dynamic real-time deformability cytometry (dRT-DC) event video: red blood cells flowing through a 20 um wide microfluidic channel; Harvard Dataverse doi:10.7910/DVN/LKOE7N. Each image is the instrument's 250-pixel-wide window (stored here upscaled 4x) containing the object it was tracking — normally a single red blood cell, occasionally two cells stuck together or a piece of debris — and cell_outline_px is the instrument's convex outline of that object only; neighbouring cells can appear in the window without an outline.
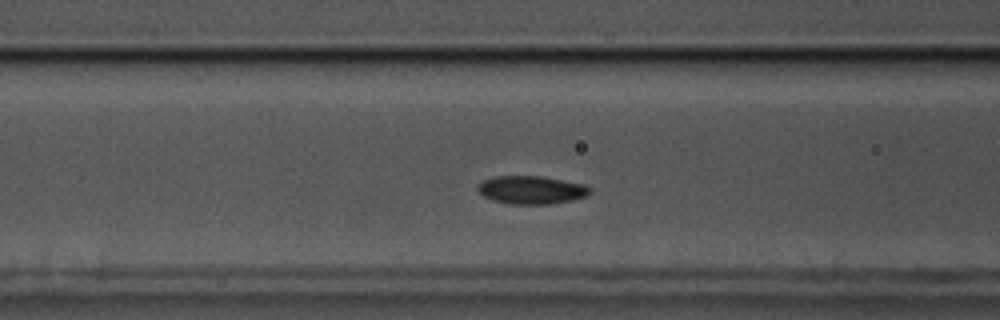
{"species": "common noctule bat (a hibernating species)", "species_latin": "Nyctalus noctula", "temperature_condition": "cold", "stored_images_in_passage": 52, "camera_frame_rate_fps": 3000, "um_per_image_px": 0.085, "animal": {"sex": "male", "body_mass_g": 17.5, "forearm_length_mm": 52.3}, "frame": {"image": 1, "passage_image": 17, "time_ms": 5.333, "image_size_px": [1000, 320], "cell_outline_px": [[592, 192], [588, 196], [572, 200], [552, 204], [508, 204], [492, 200], [484, 196], [476, 188], [480, 180], [492, 176], [540, 176], [584, 184]], "centroid_in_image_um": [45.13, 16.14], "position_along_channel_um": 121.5, "area_um2": 18.55}}
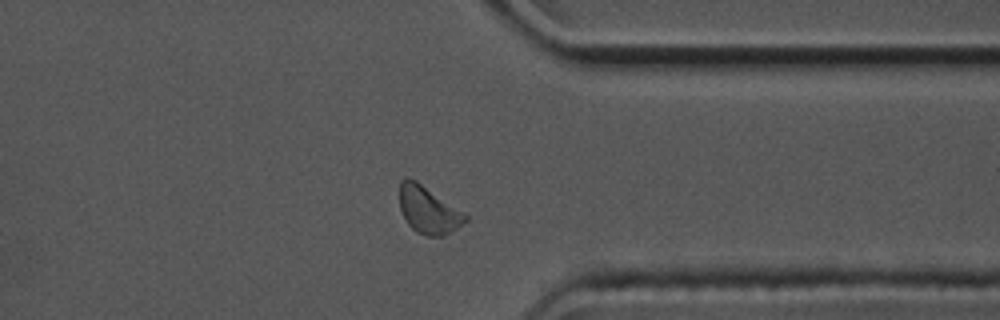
{"frame": {"image": 2, "passage_image": 39, "time_ms": 12.667, "image_size_px": [1000, 320], "cell_outline_px": [[468, 220], [444, 236], [428, 236], [416, 232], [408, 224], [400, 208], [400, 180], [404, 176], [408, 176], [416, 180], [464, 212], [468, 216]], "centroid_in_image_um": [36.4, 17.83], "position_along_channel_um": 375.0, "area_um2": 18.09}}
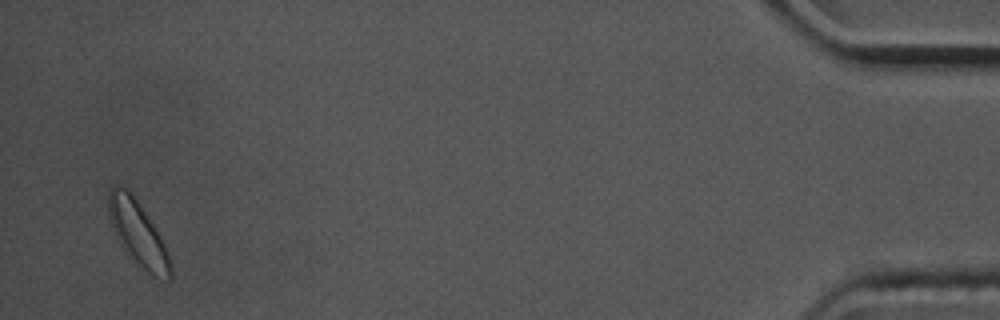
{"frame": {"image": 3, "passage_image": 50, "time_ms": 16.333, "image_size_px": [1000, 320], "cell_outline_px": [[172, 276], [168, 280], [152, 276], [120, 244], [116, 236], [108, 212], [108, 192], [112, 188], [120, 184], [128, 188], [132, 192], [160, 236], [168, 252], [172, 264]], "centroid_in_image_um": [11.74, 19.8], "position_along_channel_um": 423.5, "area_um2": 22.83}, "authors_computed_cell_mechanics": {"area_um2": 18.1781, "velocity_mm_per_s": 3.5219, "shape_relaxation_time_tau1_ms": null, "shape_relaxation_time_tau2_ms": 3.3495, "deformation_change_tau1": null, "deformation_change_tau2": 0.0661}}